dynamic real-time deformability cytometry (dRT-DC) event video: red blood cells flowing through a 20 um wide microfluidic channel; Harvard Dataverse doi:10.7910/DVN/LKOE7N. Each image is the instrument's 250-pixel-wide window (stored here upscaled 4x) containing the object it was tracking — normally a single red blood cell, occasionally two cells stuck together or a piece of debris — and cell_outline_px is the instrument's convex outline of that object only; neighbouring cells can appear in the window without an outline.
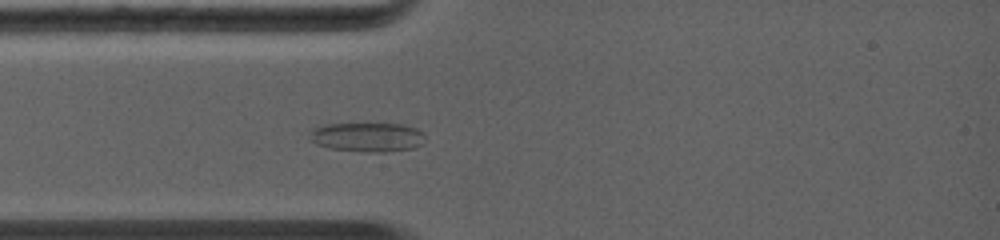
{"species": "common noctule bat (a hibernating species)", "species_latin": "Nyctalus noctula", "temperature_condition": "warm", "stored_images_in_passage": 2, "camera_frame_rate_fps": 5000, "um_per_image_px": 0.085, "animal": {"sex": "female", "body_mass_g": 19.0, "forearm_length_mm": 56.7}, "frame": {"image": 1, "passage_image": 2, "time_ms": 1.2, "image_size_px": [1000, 240], "cell_outline_px": [[424, 144], [412, 148], [384, 152], [364, 152], [328, 148], [316, 144], [308, 136], [308, 128], [324, 124], [404, 124], [416, 128], [424, 136]], "centroid_in_image_um": [31.16, 11.65], "position_along_channel_um": 53.8, "area_um2": 19.94}}